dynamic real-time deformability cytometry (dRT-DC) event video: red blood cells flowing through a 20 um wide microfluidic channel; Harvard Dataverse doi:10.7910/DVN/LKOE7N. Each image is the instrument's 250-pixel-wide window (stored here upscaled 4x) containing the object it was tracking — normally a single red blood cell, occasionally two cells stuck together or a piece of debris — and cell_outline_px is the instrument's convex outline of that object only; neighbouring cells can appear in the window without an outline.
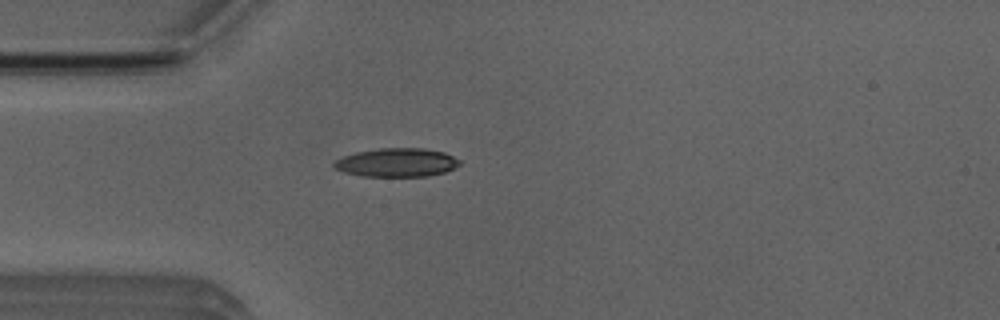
{"species": "Egyptian fruit bat (a non-hibernating species)", "species_latin": "Rousettus aegyptiacus", "temperature_condition": "room temperature", "stored_images_in_passage": 1, "camera_frame_rate_fps": 3000, "um_per_image_px": 0.085, "animal": {"sex": "male"}, "frame": {"image": 1, "passage_image": 1, "time_ms": 0.0, "image_size_px": [1000, 320], "cell_outline_px": [[460, 164], [456, 168], [444, 172], [428, 176], [360, 176], [344, 172], [336, 168], [332, 164], [336, 160], [344, 156], [356, 152], [380, 148], [424, 148], [444, 152], [460, 160]], "centroid_in_image_um": [33.74, 13.81], "position_along_channel_um": 51.3, "area_um2": 20.92}}